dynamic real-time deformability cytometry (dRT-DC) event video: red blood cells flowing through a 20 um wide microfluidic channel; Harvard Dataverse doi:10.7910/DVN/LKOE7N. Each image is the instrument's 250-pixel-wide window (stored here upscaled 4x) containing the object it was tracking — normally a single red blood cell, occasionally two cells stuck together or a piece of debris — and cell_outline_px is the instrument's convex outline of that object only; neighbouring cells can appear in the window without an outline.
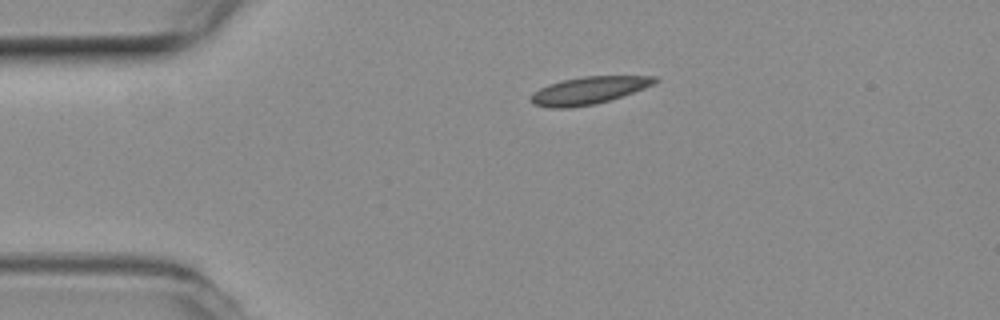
{"species": "common noctule bat (a hibernating species)", "species_latin": "Nyctalus noctula", "temperature_condition": "room temperature", "stored_images_in_passage": 3, "camera_frame_rate_fps": 3000, "um_per_image_px": 0.085, "animal": {"sex": "female", "body_mass_g": 19.3, "forearm_length_mm": 54.1}, "frame": {"image": 1, "passage_image": 1, "time_ms": 0.0, "image_size_px": [1000, 320], "cell_outline_px": [[660, 80], [652, 84], [632, 92], [608, 100], [592, 104], [568, 108], [552, 108], [532, 104], [532, 92], [548, 84], [564, 80], [584, 76], [656, 76]], "centroid_in_image_um": [50.0, 7.68], "position_along_channel_um": 35.0, "area_um2": 19.36}}